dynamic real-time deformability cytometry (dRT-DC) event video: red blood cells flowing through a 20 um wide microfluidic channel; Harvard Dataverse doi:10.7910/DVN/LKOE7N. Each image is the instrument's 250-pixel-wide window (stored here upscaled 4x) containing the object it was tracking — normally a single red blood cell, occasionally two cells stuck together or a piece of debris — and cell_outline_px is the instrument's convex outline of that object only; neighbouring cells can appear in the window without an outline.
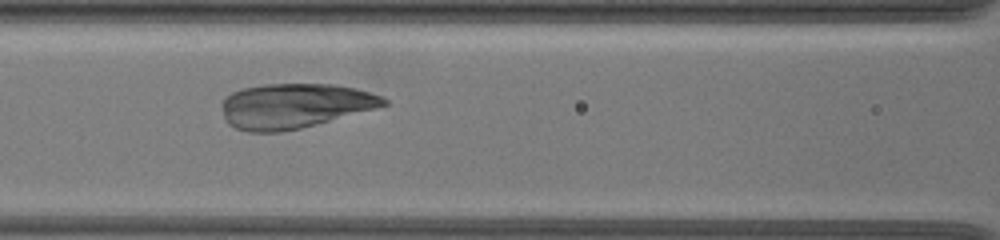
{"species": "common noctule bat (a hibernating species)", "species_latin": "Nyctalus noctula", "temperature_condition": "warm", "stored_images_in_passage": 51, "camera_frame_rate_fps": 3000, "um_per_image_px": 0.085, "animal": {"sex": "female", "body_mass_g": 19.5, "forearm_length_mm": 54.1}, "frame": {"image": 1, "passage_image": 11, "time_ms": 3.0, "image_size_px": [1000, 240], "cell_outline_px": [[388, 104], [376, 108], [316, 124], [300, 128], [280, 132], [248, 132], [236, 128], [228, 124], [224, 120], [220, 104], [224, 96], [240, 88], [264, 84], [332, 84], [356, 88], [380, 96], [388, 100]], "centroid_in_image_um": [24.95, 8.99], "position_along_channel_um": 141.6, "area_um2": 42.43}}
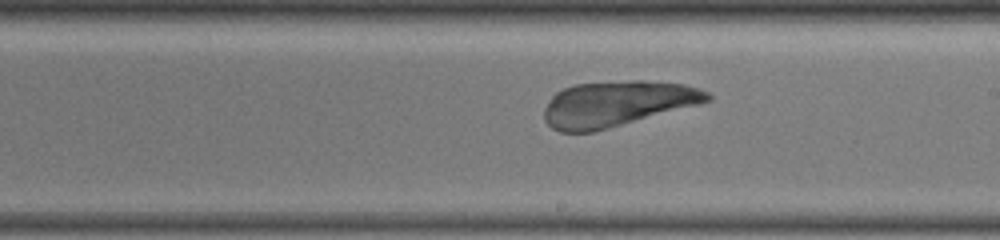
{"frame": {"image": 2, "passage_image": 22, "time_ms": 5.667, "image_size_px": [1000, 240], "cell_outline_px": [[712, 100], [700, 104], [608, 128], [592, 132], [560, 132], [552, 128], [544, 120], [544, 108], [552, 96], [556, 92], [564, 88], [576, 84], [628, 80], [640, 80], [684, 84], [708, 92], [712, 96]], "centroid_in_image_um": [52.44, 8.81], "position_along_channel_um": 236.6, "area_um2": 43.12}}
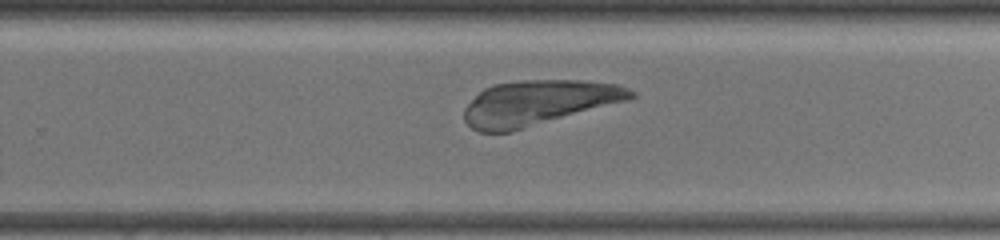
{"frame": {"image": 3, "passage_image": 28, "time_ms": 7.0, "image_size_px": [1000, 240], "cell_outline_px": [[636, 96], [628, 100], [512, 132], [480, 132], [472, 128], [464, 120], [464, 108], [484, 88], [496, 84], [520, 80], [580, 80], [616, 84], [628, 88], [636, 92]], "centroid_in_image_um": [45.76, 8.74], "position_along_channel_um": 284.0, "area_um2": 43.58}}